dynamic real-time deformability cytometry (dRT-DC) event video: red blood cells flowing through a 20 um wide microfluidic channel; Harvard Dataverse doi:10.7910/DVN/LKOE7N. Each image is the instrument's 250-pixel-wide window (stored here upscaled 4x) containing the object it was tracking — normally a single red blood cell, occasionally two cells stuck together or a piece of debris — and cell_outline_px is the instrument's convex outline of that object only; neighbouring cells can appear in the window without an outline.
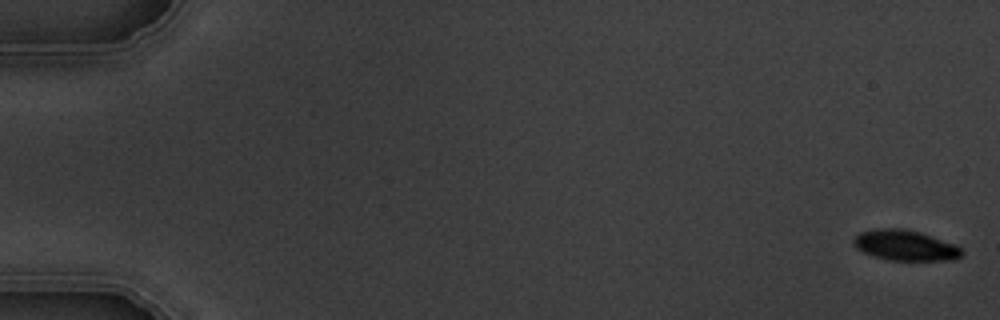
{"species": "common noctule bat (a hibernating species)", "species_latin": "Nyctalus noctula", "temperature_condition": "warm", "stored_images_in_passage": 7, "camera_frame_rate_fps": 3000, "um_per_image_px": 0.085, "animal": {"sex": "male", "body_mass_g": 19.5, "forearm_length_mm": 54.6}, "frame": {"image": 1, "passage_image": 1, "time_ms": 0.0, "image_size_px": [1000, 320], "cell_outline_px": [[964, 252], [960, 256], [952, 260], [888, 260], [872, 256], [856, 248], [852, 240], [860, 232], [876, 228], [904, 228], [920, 232], [956, 244]], "centroid_in_image_um": [76.93, 20.85], "position_along_channel_um": 8.1, "area_um2": 19.31}}
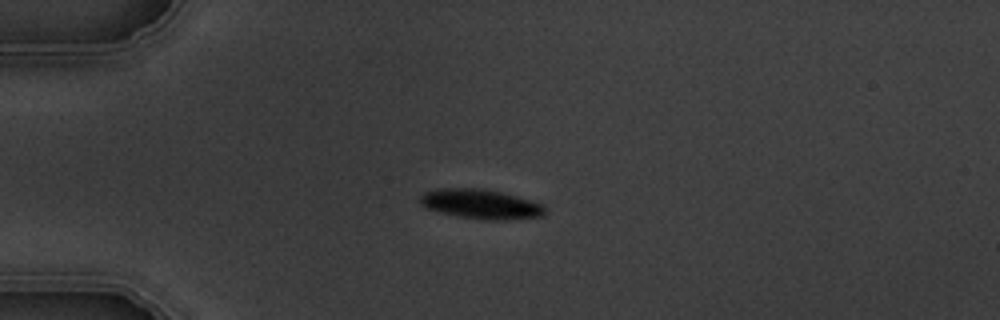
{"frame": {"image": 2, "passage_image": 5, "time_ms": 4.667, "image_size_px": [1000, 320], "cell_outline_px": [[544, 216], [504, 220], [488, 220], [456, 216], [424, 208], [420, 204], [420, 196], [424, 192], [436, 188], [480, 188], [500, 192], [516, 196], [544, 204]], "centroid_in_image_um": [40.83, 17.34], "position_along_channel_um": 44.2, "area_um2": 21.62}}